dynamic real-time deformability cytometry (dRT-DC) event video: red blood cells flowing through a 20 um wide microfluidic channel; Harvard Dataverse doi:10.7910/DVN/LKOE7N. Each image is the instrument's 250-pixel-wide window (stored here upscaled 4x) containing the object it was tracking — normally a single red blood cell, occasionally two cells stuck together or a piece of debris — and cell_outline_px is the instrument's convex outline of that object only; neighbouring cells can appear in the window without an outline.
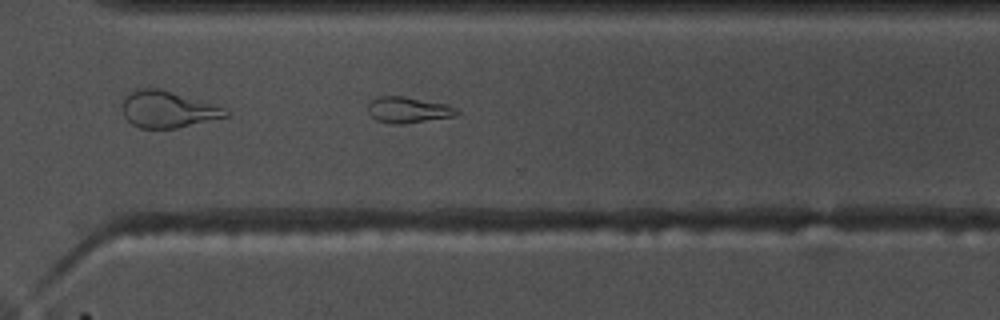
{"species": "common noctule bat (a hibernating species)", "species_latin": "Nyctalus noctula", "temperature_condition": "warm", "stored_images_in_passage": 39, "camera_frame_rate_fps": 3000, "um_per_image_px": 0.085, "animal": {"sex": "male", "body_mass_g": 17.5, "forearm_length_mm": 52.3}, "frame": {"image": 1, "passage_image": 23, "time_ms": 7.333, "image_size_px": [1000, 320], "cell_outline_px": [[460, 112], [456, 116], [404, 124], [392, 124], [376, 120], [368, 112], [368, 104], [372, 100], [380, 96], [404, 96], [444, 104], [456, 108]], "centroid_in_image_um": [34.69, 9.35], "position_along_channel_um": 335.9, "area_um2": 13.41}}